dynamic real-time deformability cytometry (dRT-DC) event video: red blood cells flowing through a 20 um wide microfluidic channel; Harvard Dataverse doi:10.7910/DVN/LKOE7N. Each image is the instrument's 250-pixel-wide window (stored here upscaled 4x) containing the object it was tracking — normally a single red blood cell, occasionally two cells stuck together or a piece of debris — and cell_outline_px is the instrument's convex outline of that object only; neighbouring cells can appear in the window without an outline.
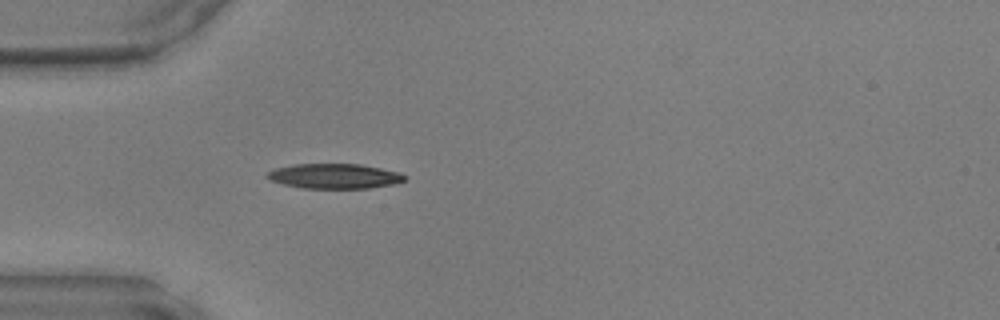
{"species": "common noctule bat (a hibernating species)", "species_latin": "Nyctalus noctula", "temperature_condition": "warm", "stored_images_in_passage": 36, "camera_frame_rate_fps": 3000, "um_per_image_px": 0.085, "animal": {"sex": "male", "body_mass_g": 17.9, "forearm_length_mm": 54.2}, "frame": {"image": 1, "passage_image": 6, "time_ms": 1.667, "image_size_px": [1000, 320], "cell_outline_px": [[408, 176], [404, 180], [396, 184], [368, 188], [300, 188], [284, 184], [272, 180], [264, 176], [268, 172], [276, 168], [292, 164], [360, 164], [400, 172]], "centroid_in_image_um": [28.45, 14.97], "position_along_channel_um": 56.5, "area_um2": 20.0}}
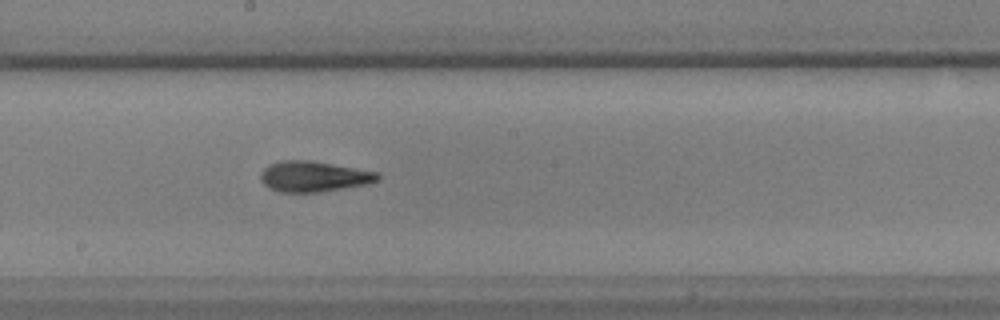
{"frame": {"image": 2, "passage_image": 18, "time_ms": 5.667, "image_size_px": [1000, 320], "cell_outline_px": [[380, 176], [376, 180], [368, 184], [320, 192], [280, 192], [268, 188], [260, 180], [260, 172], [268, 164], [280, 160], [312, 160], [380, 172]], "centroid_in_image_um": [26.64, 14.99], "position_along_channel_um": 221.6, "area_um2": 21.15}}
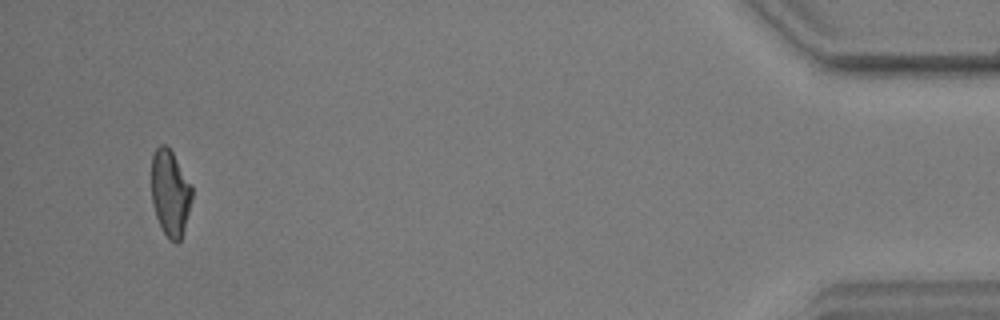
{"frame": {"image": 3, "passage_image": 34, "time_ms": 11.0, "image_size_px": [1000, 320], "cell_outline_px": [[192, 200], [184, 228], [180, 240], [176, 244], [164, 232], [156, 216], [152, 204], [152, 156], [156, 148], [160, 144], [164, 144], [172, 152], [192, 184]], "centroid_in_image_um": [14.47, 16.38], "position_along_channel_um": 420.7, "area_um2": 20.17}}